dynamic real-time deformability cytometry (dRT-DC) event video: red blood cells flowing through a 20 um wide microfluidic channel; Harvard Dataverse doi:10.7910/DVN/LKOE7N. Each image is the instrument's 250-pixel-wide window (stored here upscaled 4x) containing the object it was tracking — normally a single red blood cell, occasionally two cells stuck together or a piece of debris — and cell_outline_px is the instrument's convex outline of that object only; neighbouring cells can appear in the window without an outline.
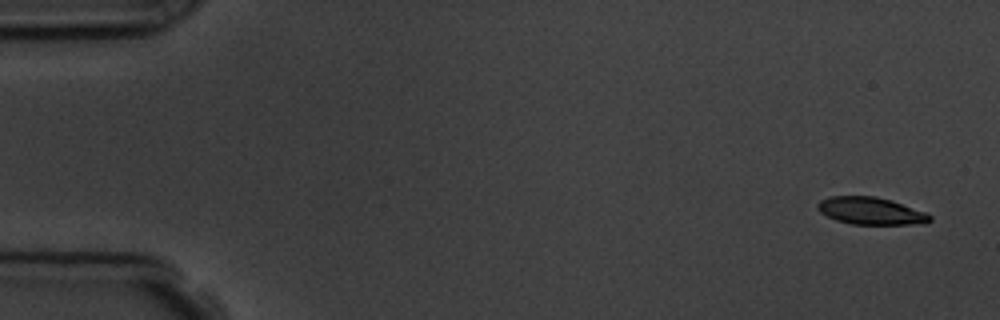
{"species": "common noctule bat (a hibernating species)", "species_latin": "Nyctalus noctula", "temperature_condition": "room temperature", "stored_images_in_passage": 5, "camera_frame_rate_fps": 3000, "um_per_image_px": 0.085, "animal": {"sex": "male", "body_mass_g": 19.5, "forearm_length_mm": 54.6}, "frame": {"image": 1, "passage_image": 1, "time_ms": 0.0, "image_size_px": [1000, 320], "cell_outline_px": [[932, 220], [924, 224], [852, 224], [836, 220], [820, 212], [816, 208], [816, 204], [820, 200], [828, 196], [876, 196], [892, 200], [928, 212], [932, 216]], "centroid_in_image_um": [74.05, 17.92], "position_along_channel_um": 11.0, "area_um2": 18.15}}
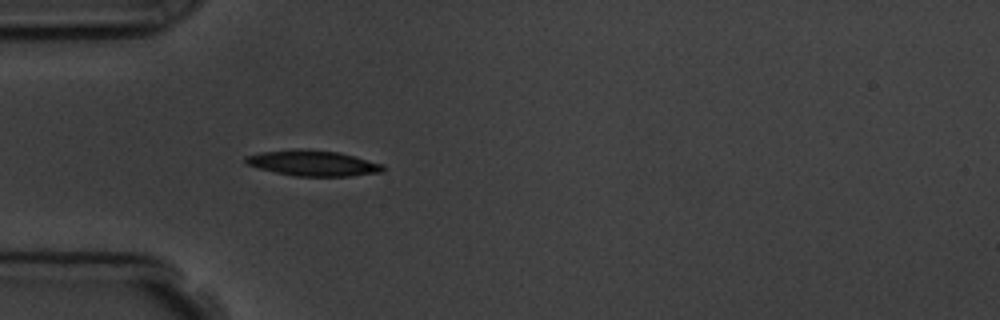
{"frame": {"image": 2, "passage_image": 5, "time_ms": 4.667, "image_size_px": [1000, 320], "cell_outline_px": [[384, 168], [380, 172], [348, 176], [296, 176], [276, 172], [260, 168], [248, 164], [244, 160], [244, 156], [260, 152], [296, 148], [308, 148], [340, 152], [384, 164]], "centroid_in_image_um": [26.59, 13.84], "position_along_channel_um": 58.4, "area_um2": 20.58}}